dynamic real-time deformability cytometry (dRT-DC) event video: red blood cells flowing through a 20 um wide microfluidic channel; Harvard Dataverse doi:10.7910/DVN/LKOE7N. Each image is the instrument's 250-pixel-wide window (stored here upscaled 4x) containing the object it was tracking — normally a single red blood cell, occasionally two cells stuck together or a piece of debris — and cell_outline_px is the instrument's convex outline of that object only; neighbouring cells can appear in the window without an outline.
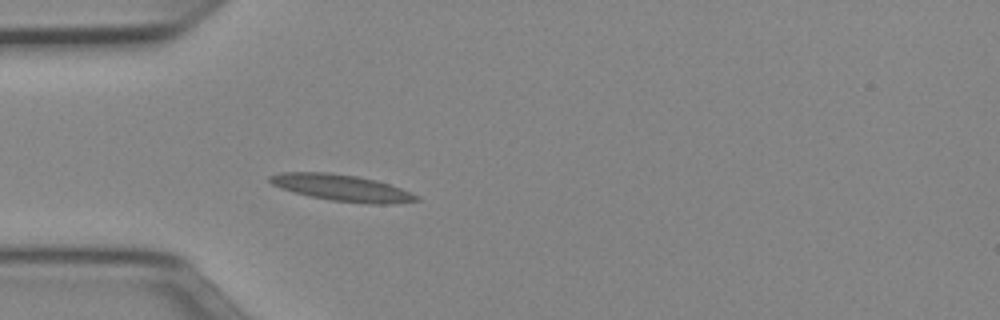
{"species": "Egyptian fruit bat (a non-hibernating species)", "species_latin": "Rousettus aegyptiacus", "temperature_condition": "cold", "stored_images_in_passage": 37, "camera_frame_rate_fps": 3000, "um_per_image_px": 0.085, "animal": {"sex": "female"}, "frame": {"image": 1, "passage_image": 1, "time_ms": 0.0, "image_size_px": [1000, 320], "cell_outline_px": [[420, 200], [392, 204], [368, 204], [328, 200], [292, 192], [280, 188], [272, 184], [268, 180], [268, 176], [280, 172], [328, 172], [356, 176], [376, 180], [400, 188], [420, 196]], "centroid_in_image_um": [29.03, 15.97], "position_along_channel_um": 56.0, "area_um2": 22.77}}
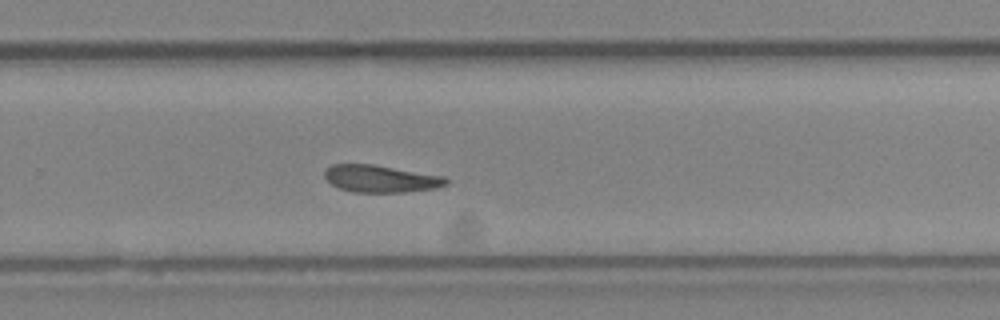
{"frame": {"image": 2, "passage_image": 20, "time_ms": 6.333, "image_size_px": [1000, 320], "cell_outline_px": [[448, 184], [436, 188], [404, 192], [352, 192], [340, 188], [332, 184], [324, 176], [324, 172], [332, 164], [372, 164], [444, 176], [448, 180]], "centroid_in_image_um": [32.37, 15.19], "position_along_channel_um": 297.4, "area_um2": 19.13}}
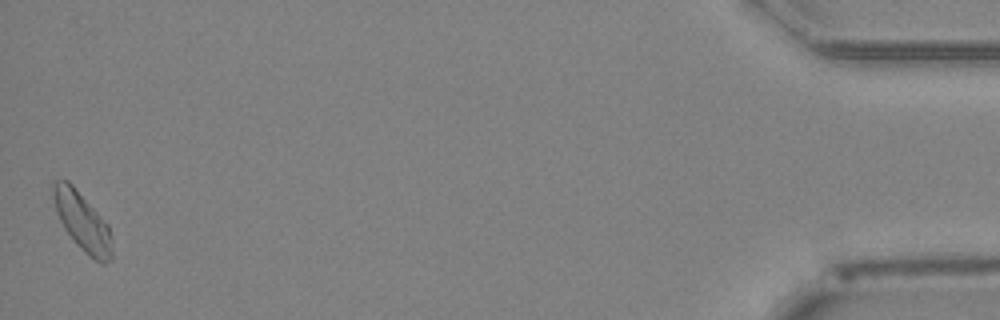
{"frame": {"image": 3, "passage_image": 37, "time_ms": 12.0, "image_size_px": [1000, 320], "cell_outline_px": [[112, 260], [104, 264], [100, 264], [84, 252], [76, 244], [64, 228], [60, 220], [52, 196], [52, 184], [56, 180], [68, 180], [72, 184], [108, 224], [112, 240]], "centroid_in_image_um": [7.02, 18.87], "position_along_channel_um": 428.2, "area_um2": 20.0}, "authors_computed_cell_mechanics": {"area_um2": 19.652, "velocity_mm_per_s": 3.9104, "shape_relaxation_time_tau1_ms": 7.3099, "shape_relaxation_time_tau2_ms": 10.9933, "deformation_change_tau1": 0.1933, "deformation_change_tau2": 0.1692}}